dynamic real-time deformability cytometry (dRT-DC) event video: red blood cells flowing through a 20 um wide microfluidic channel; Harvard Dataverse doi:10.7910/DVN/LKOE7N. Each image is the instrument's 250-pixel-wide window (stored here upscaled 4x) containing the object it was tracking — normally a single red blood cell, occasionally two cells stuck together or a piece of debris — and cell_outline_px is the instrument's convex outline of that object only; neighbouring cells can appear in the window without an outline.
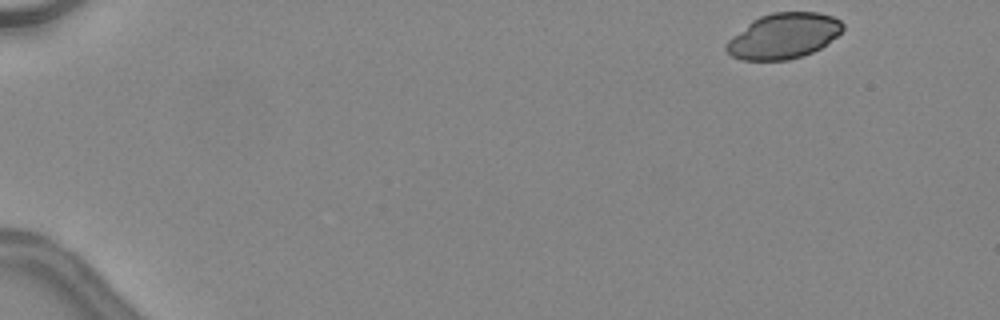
{"species": "common noctule bat (a hibernating species)", "species_latin": "Nyctalus noctula", "temperature_condition": "warm", "stored_images_in_passage": 43, "camera_frame_rate_fps": 3000, "um_per_image_px": 0.085, "animal": {"sex": "female", "body_mass_g": 24.6, "forearm_length_mm": 56.2}, "frame": {"image": 1, "passage_image": 1, "time_ms": 0.0, "image_size_px": [1000, 320], "cell_outline_px": [[844, 28], [836, 36], [820, 48], [812, 52], [788, 60], [740, 60], [732, 56], [724, 48], [724, 44], [732, 36], [752, 20], [760, 16], [772, 12], [820, 12], [832, 16], [840, 20], [844, 24]], "centroid_in_image_um": [66.58, 3.05], "position_along_channel_um": 18.4, "area_um2": 30.81}}